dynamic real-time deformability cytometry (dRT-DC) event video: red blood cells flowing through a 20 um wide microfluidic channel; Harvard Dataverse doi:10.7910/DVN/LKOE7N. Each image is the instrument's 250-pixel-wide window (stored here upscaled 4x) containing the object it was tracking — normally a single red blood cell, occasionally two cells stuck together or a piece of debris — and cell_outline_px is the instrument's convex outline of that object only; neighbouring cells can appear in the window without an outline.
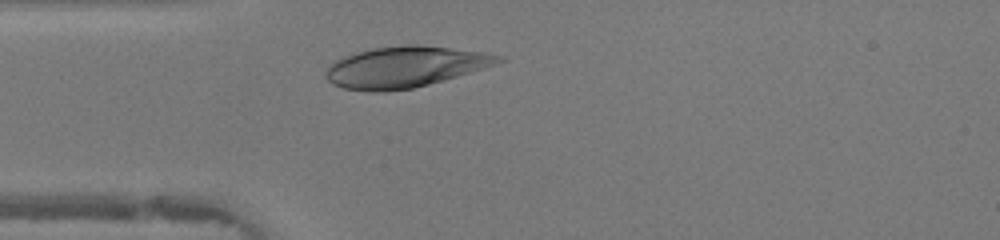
{"species": "human", "species_latin": "Homo sapiens", "temperature_condition": "warm", "stored_images_in_passage": 29, "camera_frame_rate_fps": 3000, "um_per_image_px": 0.085, "donor": {"sex": "female"}, "frame": {"image": 1, "passage_image": 5, "time_ms": 1.333, "image_size_px": [1000, 240], "cell_outline_px": [[504, 60], [456, 76], [428, 84], [412, 88], [384, 92], [372, 92], [344, 88], [332, 84], [324, 76], [324, 72], [336, 60], [344, 56], [356, 52], [372, 48], [408, 44], [420, 44], [480, 52], [504, 56]], "centroid_in_image_um": [34.34, 5.69], "position_along_channel_um": 50.7, "area_um2": 40.69}}
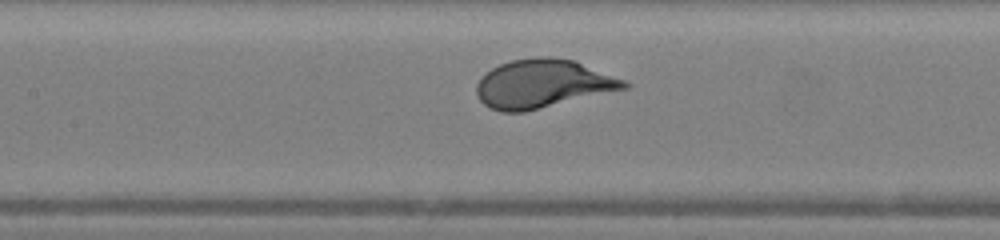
{"frame": {"image": 2, "passage_image": 13, "time_ms": 4.0, "image_size_px": [1000, 240], "cell_outline_px": [[632, 84], [628, 88], [524, 112], [500, 112], [488, 108], [480, 100], [476, 92], [476, 84], [480, 76], [484, 72], [500, 64], [512, 60], [540, 56], [552, 56], [576, 60], [624, 80]], "centroid_in_image_um": [46.11, 7.11], "position_along_channel_um": 161.3, "area_um2": 42.02}}
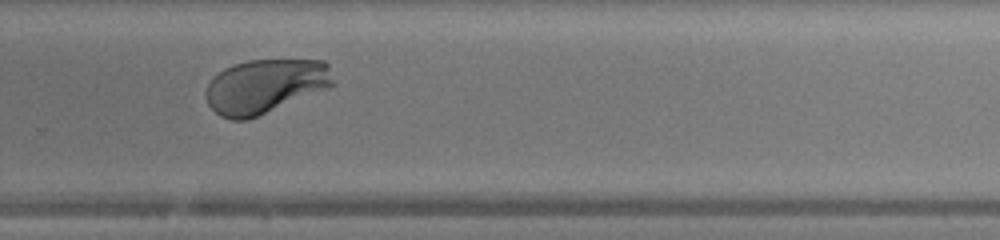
{"frame": {"image": 3, "passage_image": 23, "time_ms": 7.333, "image_size_px": [1000, 240], "cell_outline_px": [[336, 84], [328, 88], [248, 120], [232, 120], [220, 116], [208, 104], [204, 96], [204, 92], [212, 76], [224, 68], [232, 64], [248, 60], [324, 60], [328, 64]], "centroid_in_image_um": [22.51, 7.32], "position_along_channel_um": 307.3, "area_um2": 40.52}, "authors_computed_cell_mechanics": {"area_um2": 40.8646, "velocity_mm_per_s": 4.3905, "shape_relaxation_time_tau1_ms": 1.7413, "shape_relaxation_time_tau2_ms": null, "deformation_change_tau1": 0.1696, "deformation_change_tau2": null}}